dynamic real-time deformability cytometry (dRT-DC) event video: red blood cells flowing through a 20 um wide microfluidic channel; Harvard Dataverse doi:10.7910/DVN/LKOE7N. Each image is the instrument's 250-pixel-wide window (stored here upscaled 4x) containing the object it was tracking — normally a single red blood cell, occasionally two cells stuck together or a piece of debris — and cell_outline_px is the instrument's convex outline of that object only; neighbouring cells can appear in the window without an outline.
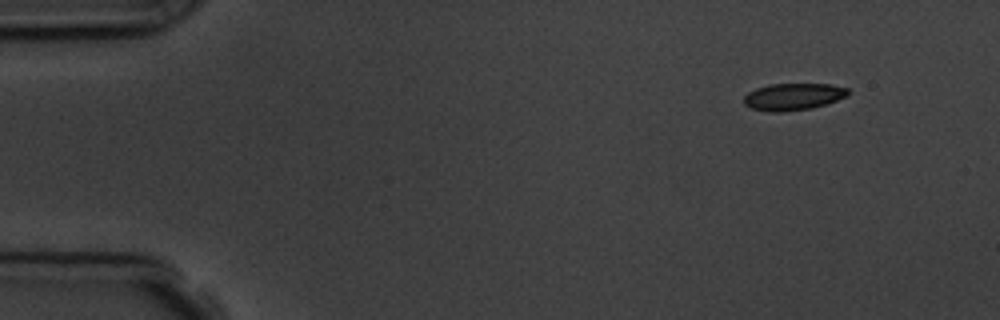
{"species": "common noctule bat (a hibernating species)", "species_latin": "Nyctalus noctula", "temperature_condition": "room temperature", "stored_images_in_passage": 4, "camera_frame_rate_fps": 3000, "um_per_image_px": 0.085, "animal": {"sex": "male", "body_mass_g": 19.5, "forearm_length_mm": 54.6}, "frame": {"image": 1, "passage_image": 1, "time_ms": 0.0, "image_size_px": [1000, 320], "cell_outline_px": [[848, 96], [812, 108], [780, 112], [772, 112], [752, 108], [744, 104], [744, 96], [748, 92], [756, 88], [768, 84], [832, 84], [848, 88]], "centroid_in_image_um": [67.41, 8.21], "position_along_channel_um": 17.6, "area_um2": 16.3}}
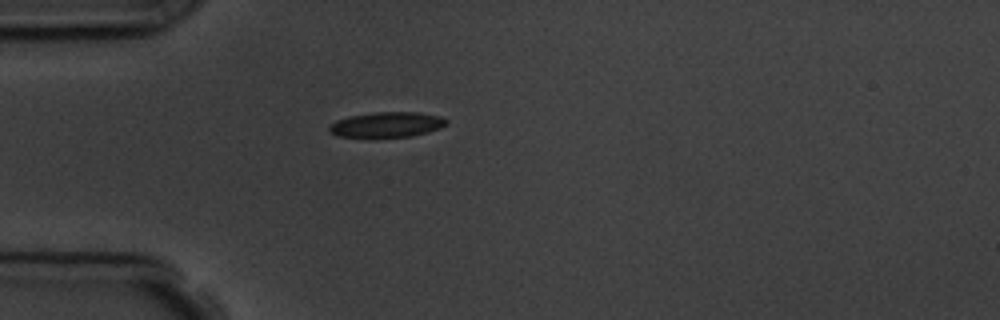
{"frame": {"image": 2, "passage_image": 4, "time_ms": 3.333, "image_size_px": [1000, 320], "cell_outline_px": [[448, 124], [440, 128], [428, 132], [412, 136], [372, 140], [340, 136], [328, 132], [328, 128], [336, 120], [348, 116], [372, 112], [420, 112], [440, 116], [448, 120]], "centroid_in_image_um": [32.85, 10.63], "position_along_channel_um": 52.1, "area_um2": 18.15}}